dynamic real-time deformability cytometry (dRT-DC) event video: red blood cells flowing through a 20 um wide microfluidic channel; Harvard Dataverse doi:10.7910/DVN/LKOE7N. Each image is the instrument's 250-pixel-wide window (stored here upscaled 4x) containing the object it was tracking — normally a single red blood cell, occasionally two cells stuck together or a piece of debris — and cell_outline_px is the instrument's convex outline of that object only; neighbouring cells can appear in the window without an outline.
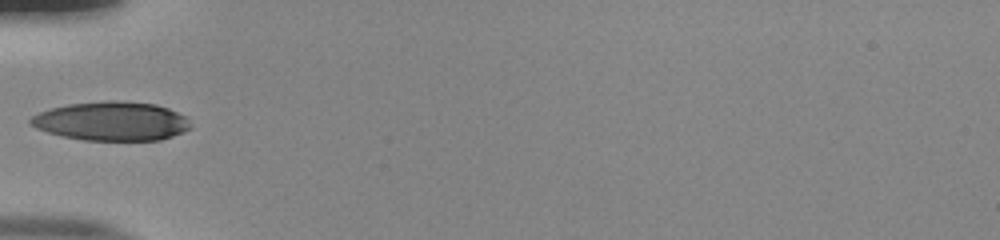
{"species": "human", "species_latin": "Homo sapiens", "temperature_condition": "room temperature", "stored_images_in_passage": 35, "camera_frame_rate_fps": 3000, "um_per_image_px": 0.085, "donor": {"sex": "male"}, "frame": {"image": 1, "passage_image": 1, "time_ms": 0.0, "image_size_px": [1000, 240], "cell_outline_px": [[192, 128], [184, 132], [160, 140], [84, 140], [64, 136], [48, 132], [36, 128], [28, 124], [28, 120], [32, 116], [40, 112], [52, 108], [68, 104], [108, 100], [116, 100], [156, 104], [168, 108], [184, 116], [188, 120]], "centroid_in_image_um": [9.48, 10.29], "position_along_channel_um": 75.5, "area_um2": 36.3}}
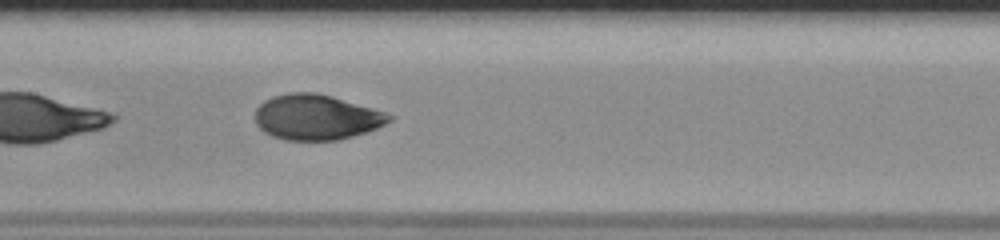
{"frame": {"image": 2, "passage_image": 9, "time_ms": 2.667, "image_size_px": [1000, 240], "cell_outline_px": [[396, 116], [392, 120], [376, 128], [340, 140], [284, 140], [272, 136], [264, 132], [256, 124], [256, 108], [264, 100], [272, 96], [288, 92], [316, 92], [332, 96], [372, 108]], "centroid_in_image_um": [26.87, 9.95], "position_along_channel_um": 180.5, "area_um2": 35.43}}
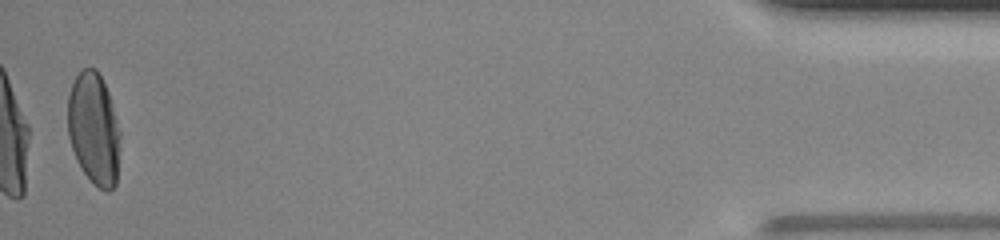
{"frame": {"image": 3, "passage_image": 34, "time_ms": 11.0, "image_size_px": [1000, 240], "cell_outline_px": [[120, 136], [116, 184], [108, 192], [92, 184], [80, 168], [76, 160], [68, 136], [68, 92], [76, 76], [84, 68], [96, 68], [108, 92], [120, 132]], "centroid_in_image_um": [7.96, 10.98], "position_along_channel_um": 427.2, "area_um2": 34.22}, "authors_computed_cell_mechanics": {"area_um2": 35.547, "velocity_mm_per_s": 3.9125, "shape_relaxation_time_tau1_ms": 3.54, "shape_relaxation_time_tau2_ms": 0.8003, "deformation_change_tau1": 0.1689, "deformation_change_tau2": 0.0454}}